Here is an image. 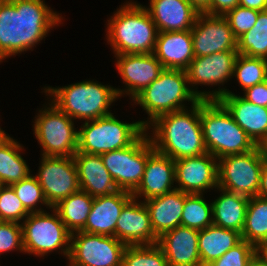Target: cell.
<instances>
[{
	"label": "cell",
	"mask_w": 267,
	"mask_h": 266,
	"mask_svg": "<svg viewBox=\"0 0 267 266\" xmlns=\"http://www.w3.org/2000/svg\"><path fill=\"white\" fill-rule=\"evenodd\" d=\"M44 0H0V62L31 50L63 18Z\"/></svg>",
	"instance_id": "obj_1"
},
{
	"label": "cell",
	"mask_w": 267,
	"mask_h": 266,
	"mask_svg": "<svg viewBox=\"0 0 267 266\" xmlns=\"http://www.w3.org/2000/svg\"><path fill=\"white\" fill-rule=\"evenodd\" d=\"M145 129H152L149 138L154 150L174 161L207 153L200 121V100L190 110L160 115Z\"/></svg>",
	"instance_id": "obj_2"
},
{
	"label": "cell",
	"mask_w": 267,
	"mask_h": 266,
	"mask_svg": "<svg viewBox=\"0 0 267 266\" xmlns=\"http://www.w3.org/2000/svg\"><path fill=\"white\" fill-rule=\"evenodd\" d=\"M113 14L106 39L115 55L154 52L158 30L145 6L128 1Z\"/></svg>",
	"instance_id": "obj_3"
},
{
	"label": "cell",
	"mask_w": 267,
	"mask_h": 266,
	"mask_svg": "<svg viewBox=\"0 0 267 266\" xmlns=\"http://www.w3.org/2000/svg\"><path fill=\"white\" fill-rule=\"evenodd\" d=\"M200 121L207 152L217 159L257 147L219 100H200Z\"/></svg>",
	"instance_id": "obj_4"
},
{
	"label": "cell",
	"mask_w": 267,
	"mask_h": 266,
	"mask_svg": "<svg viewBox=\"0 0 267 266\" xmlns=\"http://www.w3.org/2000/svg\"><path fill=\"white\" fill-rule=\"evenodd\" d=\"M51 102L73 120L92 121L112 114L109 107L119 96L111 85L82 81L62 87H44Z\"/></svg>",
	"instance_id": "obj_5"
},
{
	"label": "cell",
	"mask_w": 267,
	"mask_h": 266,
	"mask_svg": "<svg viewBox=\"0 0 267 266\" xmlns=\"http://www.w3.org/2000/svg\"><path fill=\"white\" fill-rule=\"evenodd\" d=\"M199 100L189 87L186 70L164 69L132 102L148 114L147 121H143L146 128L160 115L186 109L184 101L193 106Z\"/></svg>",
	"instance_id": "obj_6"
},
{
	"label": "cell",
	"mask_w": 267,
	"mask_h": 266,
	"mask_svg": "<svg viewBox=\"0 0 267 266\" xmlns=\"http://www.w3.org/2000/svg\"><path fill=\"white\" fill-rule=\"evenodd\" d=\"M78 131L77 151L100 155L132 145L146 129L143 121L124 123L112 113L84 122Z\"/></svg>",
	"instance_id": "obj_7"
},
{
	"label": "cell",
	"mask_w": 267,
	"mask_h": 266,
	"mask_svg": "<svg viewBox=\"0 0 267 266\" xmlns=\"http://www.w3.org/2000/svg\"><path fill=\"white\" fill-rule=\"evenodd\" d=\"M50 212L30 213L23 222L22 237L25 253L44 257L50 252L61 249V254L69 258L71 233L61 221L58 213Z\"/></svg>",
	"instance_id": "obj_8"
},
{
	"label": "cell",
	"mask_w": 267,
	"mask_h": 266,
	"mask_svg": "<svg viewBox=\"0 0 267 266\" xmlns=\"http://www.w3.org/2000/svg\"><path fill=\"white\" fill-rule=\"evenodd\" d=\"M39 110L33 125L43 156L73 157L78 149L79 131L74 120L52 102ZM47 107V108H46Z\"/></svg>",
	"instance_id": "obj_9"
},
{
	"label": "cell",
	"mask_w": 267,
	"mask_h": 266,
	"mask_svg": "<svg viewBox=\"0 0 267 266\" xmlns=\"http://www.w3.org/2000/svg\"><path fill=\"white\" fill-rule=\"evenodd\" d=\"M265 160L263 146L218 159V187L248 198L257 196Z\"/></svg>",
	"instance_id": "obj_10"
},
{
	"label": "cell",
	"mask_w": 267,
	"mask_h": 266,
	"mask_svg": "<svg viewBox=\"0 0 267 266\" xmlns=\"http://www.w3.org/2000/svg\"><path fill=\"white\" fill-rule=\"evenodd\" d=\"M148 134L145 131L128 147L100 154L119 190L133 193L140 185L147 159L155 151Z\"/></svg>",
	"instance_id": "obj_11"
},
{
	"label": "cell",
	"mask_w": 267,
	"mask_h": 266,
	"mask_svg": "<svg viewBox=\"0 0 267 266\" xmlns=\"http://www.w3.org/2000/svg\"><path fill=\"white\" fill-rule=\"evenodd\" d=\"M126 247L114 236L74 232L68 266H122Z\"/></svg>",
	"instance_id": "obj_12"
},
{
	"label": "cell",
	"mask_w": 267,
	"mask_h": 266,
	"mask_svg": "<svg viewBox=\"0 0 267 266\" xmlns=\"http://www.w3.org/2000/svg\"><path fill=\"white\" fill-rule=\"evenodd\" d=\"M35 175L51 207L80 190L73 157L43 156Z\"/></svg>",
	"instance_id": "obj_13"
},
{
	"label": "cell",
	"mask_w": 267,
	"mask_h": 266,
	"mask_svg": "<svg viewBox=\"0 0 267 266\" xmlns=\"http://www.w3.org/2000/svg\"><path fill=\"white\" fill-rule=\"evenodd\" d=\"M218 88L208 92V100H219L253 142L263 146L267 142V107L255 105L229 89Z\"/></svg>",
	"instance_id": "obj_14"
},
{
	"label": "cell",
	"mask_w": 267,
	"mask_h": 266,
	"mask_svg": "<svg viewBox=\"0 0 267 266\" xmlns=\"http://www.w3.org/2000/svg\"><path fill=\"white\" fill-rule=\"evenodd\" d=\"M191 35L195 57L237 51V38L224 16L199 13Z\"/></svg>",
	"instance_id": "obj_15"
},
{
	"label": "cell",
	"mask_w": 267,
	"mask_h": 266,
	"mask_svg": "<svg viewBox=\"0 0 267 266\" xmlns=\"http://www.w3.org/2000/svg\"><path fill=\"white\" fill-rule=\"evenodd\" d=\"M237 51H222L195 57L186 69L191 91L200 99L208 100V91H198L196 85H224L233 78ZM194 87V88H193ZM193 88V89H192Z\"/></svg>",
	"instance_id": "obj_16"
},
{
	"label": "cell",
	"mask_w": 267,
	"mask_h": 266,
	"mask_svg": "<svg viewBox=\"0 0 267 266\" xmlns=\"http://www.w3.org/2000/svg\"><path fill=\"white\" fill-rule=\"evenodd\" d=\"M115 57L117 59L116 68L126 87L124 89L115 88L119 98L123 94H127L133 100L164 70L153 53L120 54Z\"/></svg>",
	"instance_id": "obj_17"
},
{
	"label": "cell",
	"mask_w": 267,
	"mask_h": 266,
	"mask_svg": "<svg viewBox=\"0 0 267 266\" xmlns=\"http://www.w3.org/2000/svg\"><path fill=\"white\" fill-rule=\"evenodd\" d=\"M175 185L188 194H203L218 187V159L209 152L175 160Z\"/></svg>",
	"instance_id": "obj_18"
},
{
	"label": "cell",
	"mask_w": 267,
	"mask_h": 266,
	"mask_svg": "<svg viewBox=\"0 0 267 266\" xmlns=\"http://www.w3.org/2000/svg\"><path fill=\"white\" fill-rule=\"evenodd\" d=\"M115 237L126 245H151L158 242L143 201L132 197L124 205L115 227Z\"/></svg>",
	"instance_id": "obj_19"
},
{
	"label": "cell",
	"mask_w": 267,
	"mask_h": 266,
	"mask_svg": "<svg viewBox=\"0 0 267 266\" xmlns=\"http://www.w3.org/2000/svg\"><path fill=\"white\" fill-rule=\"evenodd\" d=\"M199 231L179 225L158 238V246L168 266H201L198 250Z\"/></svg>",
	"instance_id": "obj_20"
},
{
	"label": "cell",
	"mask_w": 267,
	"mask_h": 266,
	"mask_svg": "<svg viewBox=\"0 0 267 266\" xmlns=\"http://www.w3.org/2000/svg\"><path fill=\"white\" fill-rule=\"evenodd\" d=\"M174 182L175 161L154 151L147 159L142 181L132 196L136 199L142 197L146 201L175 190Z\"/></svg>",
	"instance_id": "obj_21"
},
{
	"label": "cell",
	"mask_w": 267,
	"mask_h": 266,
	"mask_svg": "<svg viewBox=\"0 0 267 266\" xmlns=\"http://www.w3.org/2000/svg\"><path fill=\"white\" fill-rule=\"evenodd\" d=\"M148 10L158 32L191 30L198 12L188 0H149Z\"/></svg>",
	"instance_id": "obj_22"
},
{
	"label": "cell",
	"mask_w": 267,
	"mask_h": 266,
	"mask_svg": "<svg viewBox=\"0 0 267 266\" xmlns=\"http://www.w3.org/2000/svg\"><path fill=\"white\" fill-rule=\"evenodd\" d=\"M80 190L91 197L110 195L119 189L103 164L101 155L76 152L73 156Z\"/></svg>",
	"instance_id": "obj_23"
},
{
	"label": "cell",
	"mask_w": 267,
	"mask_h": 266,
	"mask_svg": "<svg viewBox=\"0 0 267 266\" xmlns=\"http://www.w3.org/2000/svg\"><path fill=\"white\" fill-rule=\"evenodd\" d=\"M132 197V193L124 190L94 197L91 211L82 231L115 237V227L121 210Z\"/></svg>",
	"instance_id": "obj_24"
},
{
	"label": "cell",
	"mask_w": 267,
	"mask_h": 266,
	"mask_svg": "<svg viewBox=\"0 0 267 266\" xmlns=\"http://www.w3.org/2000/svg\"><path fill=\"white\" fill-rule=\"evenodd\" d=\"M153 54L164 69L186 70L195 58L191 30L158 32Z\"/></svg>",
	"instance_id": "obj_25"
},
{
	"label": "cell",
	"mask_w": 267,
	"mask_h": 266,
	"mask_svg": "<svg viewBox=\"0 0 267 266\" xmlns=\"http://www.w3.org/2000/svg\"><path fill=\"white\" fill-rule=\"evenodd\" d=\"M187 195L188 193L175 189L143 201L150 214L152 229L158 238L163 233L181 225L183 206Z\"/></svg>",
	"instance_id": "obj_26"
},
{
	"label": "cell",
	"mask_w": 267,
	"mask_h": 266,
	"mask_svg": "<svg viewBox=\"0 0 267 266\" xmlns=\"http://www.w3.org/2000/svg\"><path fill=\"white\" fill-rule=\"evenodd\" d=\"M221 192L212 204L213 224L242 233L249 198L217 187Z\"/></svg>",
	"instance_id": "obj_27"
},
{
	"label": "cell",
	"mask_w": 267,
	"mask_h": 266,
	"mask_svg": "<svg viewBox=\"0 0 267 266\" xmlns=\"http://www.w3.org/2000/svg\"><path fill=\"white\" fill-rule=\"evenodd\" d=\"M242 241L241 233L214 224L199 231L198 250L201 266H207Z\"/></svg>",
	"instance_id": "obj_28"
},
{
	"label": "cell",
	"mask_w": 267,
	"mask_h": 266,
	"mask_svg": "<svg viewBox=\"0 0 267 266\" xmlns=\"http://www.w3.org/2000/svg\"><path fill=\"white\" fill-rule=\"evenodd\" d=\"M24 148L6 134L0 141V185H11L30 175V169L20 151Z\"/></svg>",
	"instance_id": "obj_29"
},
{
	"label": "cell",
	"mask_w": 267,
	"mask_h": 266,
	"mask_svg": "<svg viewBox=\"0 0 267 266\" xmlns=\"http://www.w3.org/2000/svg\"><path fill=\"white\" fill-rule=\"evenodd\" d=\"M93 199L87 192L79 190L62 199L52 209L58 213L61 221L72 234L84 229Z\"/></svg>",
	"instance_id": "obj_30"
},
{
	"label": "cell",
	"mask_w": 267,
	"mask_h": 266,
	"mask_svg": "<svg viewBox=\"0 0 267 266\" xmlns=\"http://www.w3.org/2000/svg\"><path fill=\"white\" fill-rule=\"evenodd\" d=\"M242 240L260 248L267 242V199L260 196L249 198Z\"/></svg>",
	"instance_id": "obj_31"
},
{
	"label": "cell",
	"mask_w": 267,
	"mask_h": 266,
	"mask_svg": "<svg viewBox=\"0 0 267 266\" xmlns=\"http://www.w3.org/2000/svg\"><path fill=\"white\" fill-rule=\"evenodd\" d=\"M237 52L267 59V10L259 11L254 27L237 38Z\"/></svg>",
	"instance_id": "obj_32"
},
{
	"label": "cell",
	"mask_w": 267,
	"mask_h": 266,
	"mask_svg": "<svg viewBox=\"0 0 267 266\" xmlns=\"http://www.w3.org/2000/svg\"><path fill=\"white\" fill-rule=\"evenodd\" d=\"M213 224L212 204L204 200L203 194H188L185 197L181 225L202 230Z\"/></svg>",
	"instance_id": "obj_33"
},
{
	"label": "cell",
	"mask_w": 267,
	"mask_h": 266,
	"mask_svg": "<svg viewBox=\"0 0 267 266\" xmlns=\"http://www.w3.org/2000/svg\"><path fill=\"white\" fill-rule=\"evenodd\" d=\"M233 77H236L243 91L267 80V59L238 54Z\"/></svg>",
	"instance_id": "obj_34"
},
{
	"label": "cell",
	"mask_w": 267,
	"mask_h": 266,
	"mask_svg": "<svg viewBox=\"0 0 267 266\" xmlns=\"http://www.w3.org/2000/svg\"><path fill=\"white\" fill-rule=\"evenodd\" d=\"M122 266H168L166 256L158 244L127 245Z\"/></svg>",
	"instance_id": "obj_35"
},
{
	"label": "cell",
	"mask_w": 267,
	"mask_h": 266,
	"mask_svg": "<svg viewBox=\"0 0 267 266\" xmlns=\"http://www.w3.org/2000/svg\"><path fill=\"white\" fill-rule=\"evenodd\" d=\"M15 191L17 197L21 200L24 208L29 213L43 212L42 208H38L37 205H45L46 208L52 210V207L48 204L43 189L40 186L37 178L30 174L25 179L10 185ZM38 208V209H37Z\"/></svg>",
	"instance_id": "obj_36"
},
{
	"label": "cell",
	"mask_w": 267,
	"mask_h": 266,
	"mask_svg": "<svg viewBox=\"0 0 267 266\" xmlns=\"http://www.w3.org/2000/svg\"><path fill=\"white\" fill-rule=\"evenodd\" d=\"M29 214L13 188L10 185H0V221L20 224Z\"/></svg>",
	"instance_id": "obj_37"
},
{
	"label": "cell",
	"mask_w": 267,
	"mask_h": 266,
	"mask_svg": "<svg viewBox=\"0 0 267 266\" xmlns=\"http://www.w3.org/2000/svg\"><path fill=\"white\" fill-rule=\"evenodd\" d=\"M258 252L253 244L242 240L235 247L228 250L223 256L207 266H248L249 261Z\"/></svg>",
	"instance_id": "obj_38"
},
{
	"label": "cell",
	"mask_w": 267,
	"mask_h": 266,
	"mask_svg": "<svg viewBox=\"0 0 267 266\" xmlns=\"http://www.w3.org/2000/svg\"><path fill=\"white\" fill-rule=\"evenodd\" d=\"M259 11L238 5L228 11L224 17L228 21L230 28L236 38L252 29L256 23Z\"/></svg>",
	"instance_id": "obj_39"
},
{
	"label": "cell",
	"mask_w": 267,
	"mask_h": 266,
	"mask_svg": "<svg viewBox=\"0 0 267 266\" xmlns=\"http://www.w3.org/2000/svg\"><path fill=\"white\" fill-rule=\"evenodd\" d=\"M14 250L25 252L22 226L16 222L0 221V255Z\"/></svg>",
	"instance_id": "obj_40"
},
{
	"label": "cell",
	"mask_w": 267,
	"mask_h": 266,
	"mask_svg": "<svg viewBox=\"0 0 267 266\" xmlns=\"http://www.w3.org/2000/svg\"><path fill=\"white\" fill-rule=\"evenodd\" d=\"M242 97L255 105L267 107V80L246 89Z\"/></svg>",
	"instance_id": "obj_41"
},
{
	"label": "cell",
	"mask_w": 267,
	"mask_h": 266,
	"mask_svg": "<svg viewBox=\"0 0 267 266\" xmlns=\"http://www.w3.org/2000/svg\"><path fill=\"white\" fill-rule=\"evenodd\" d=\"M238 5L239 0H210L209 7L203 13L224 16Z\"/></svg>",
	"instance_id": "obj_42"
},
{
	"label": "cell",
	"mask_w": 267,
	"mask_h": 266,
	"mask_svg": "<svg viewBox=\"0 0 267 266\" xmlns=\"http://www.w3.org/2000/svg\"><path fill=\"white\" fill-rule=\"evenodd\" d=\"M239 5L257 11L267 10V0H239Z\"/></svg>",
	"instance_id": "obj_43"
},
{
	"label": "cell",
	"mask_w": 267,
	"mask_h": 266,
	"mask_svg": "<svg viewBox=\"0 0 267 266\" xmlns=\"http://www.w3.org/2000/svg\"><path fill=\"white\" fill-rule=\"evenodd\" d=\"M257 196L267 199V159L264 161Z\"/></svg>",
	"instance_id": "obj_44"
},
{
	"label": "cell",
	"mask_w": 267,
	"mask_h": 266,
	"mask_svg": "<svg viewBox=\"0 0 267 266\" xmlns=\"http://www.w3.org/2000/svg\"><path fill=\"white\" fill-rule=\"evenodd\" d=\"M188 1L200 13H203L210 5V0H188Z\"/></svg>",
	"instance_id": "obj_45"
},
{
	"label": "cell",
	"mask_w": 267,
	"mask_h": 266,
	"mask_svg": "<svg viewBox=\"0 0 267 266\" xmlns=\"http://www.w3.org/2000/svg\"><path fill=\"white\" fill-rule=\"evenodd\" d=\"M248 266H267V260L258 251L249 261Z\"/></svg>",
	"instance_id": "obj_46"
},
{
	"label": "cell",
	"mask_w": 267,
	"mask_h": 266,
	"mask_svg": "<svg viewBox=\"0 0 267 266\" xmlns=\"http://www.w3.org/2000/svg\"><path fill=\"white\" fill-rule=\"evenodd\" d=\"M258 251L264 256V258L267 260V242L264 243Z\"/></svg>",
	"instance_id": "obj_47"
},
{
	"label": "cell",
	"mask_w": 267,
	"mask_h": 266,
	"mask_svg": "<svg viewBox=\"0 0 267 266\" xmlns=\"http://www.w3.org/2000/svg\"><path fill=\"white\" fill-rule=\"evenodd\" d=\"M5 135H6V132L0 127V141L4 138Z\"/></svg>",
	"instance_id": "obj_48"
},
{
	"label": "cell",
	"mask_w": 267,
	"mask_h": 266,
	"mask_svg": "<svg viewBox=\"0 0 267 266\" xmlns=\"http://www.w3.org/2000/svg\"><path fill=\"white\" fill-rule=\"evenodd\" d=\"M263 149H264L265 156H266V159H267V142L263 145Z\"/></svg>",
	"instance_id": "obj_49"
}]
</instances>
